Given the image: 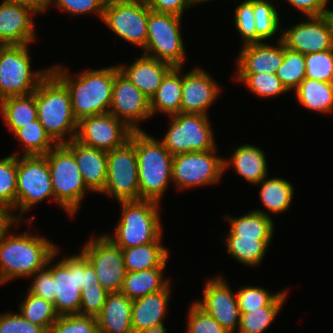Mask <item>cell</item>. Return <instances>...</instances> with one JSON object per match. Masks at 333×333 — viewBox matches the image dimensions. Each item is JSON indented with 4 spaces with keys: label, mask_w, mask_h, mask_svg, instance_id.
<instances>
[{
    "label": "cell",
    "mask_w": 333,
    "mask_h": 333,
    "mask_svg": "<svg viewBox=\"0 0 333 333\" xmlns=\"http://www.w3.org/2000/svg\"><path fill=\"white\" fill-rule=\"evenodd\" d=\"M4 232L0 239V284L32 275L51 264L58 248L48 239L24 232L8 236Z\"/></svg>",
    "instance_id": "1"
},
{
    "label": "cell",
    "mask_w": 333,
    "mask_h": 333,
    "mask_svg": "<svg viewBox=\"0 0 333 333\" xmlns=\"http://www.w3.org/2000/svg\"><path fill=\"white\" fill-rule=\"evenodd\" d=\"M51 71L68 88L72 111L77 121L84 117L110 112L114 77L119 71L117 65L99 70L84 71L79 73L74 80L60 66L52 67Z\"/></svg>",
    "instance_id": "2"
},
{
    "label": "cell",
    "mask_w": 333,
    "mask_h": 333,
    "mask_svg": "<svg viewBox=\"0 0 333 333\" xmlns=\"http://www.w3.org/2000/svg\"><path fill=\"white\" fill-rule=\"evenodd\" d=\"M36 108L40 124L56 144L76 138L78 121L72 111L70 92L52 71L36 89Z\"/></svg>",
    "instance_id": "3"
},
{
    "label": "cell",
    "mask_w": 333,
    "mask_h": 333,
    "mask_svg": "<svg viewBox=\"0 0 333 333\" xmlns=\"http://www.w3.org/2000/svg\"><path fill=\"white\" fill-rule=\"evenodd\" d=\"M129 140L135 146L140 200L159 203L172 180L173 155L163 143L143 131H133Z\"/></svg>",
    "instance_id": "4"
},
{
    "label": "cell",
    "mask_w": 333,
    "mask_h": 333,
    "mask_svg": "<svg viewBox=\"0 0 333 333\" xmlns=\"http://www.w3.org/2000/svg\"><path fill=\"white\" fill-rule=\"evenodd\" d=\"M120 222L115 236L106 235L121 249L161 241L162 227L157 202L151 200L121 201Z\"/></svg>",
    "instance_id": "5"
},
{
    "label": "cell",
    "mask_w": 333,
    "mask_h": 333,
    "mask_svg": "<svg viewBox=\"0 0 333 333\" xmlns=\"http://www.w3.org/2000/svg\"><path fill=\"white\" fill-rule=\"evenodd\" d=\"M50 170L54 200L69 214L78 211L86 193L90 191L72 152L64 144H56L45 154Z\"/></svg>",
    "instance_id": "6"
},
{
    "label": "cell",
    "mask_w": 333,
    "mask_h": 333,
    "mask_svg": "<svg viewBox=\"0 0 333 333\" xmlns=\"http://www.w3.org/2000/svg\"><path fill=\"white\" fill-rule=\"evenodd\" d=\"M28 45H0V100L34 93L51 68L32 72Z\"/></svg>",
    "instance_id": "7"
},
{
    "label": "cell",
    "mask_w": 333,
    "mask_h": 333,
    "mask_svg": "<svg viewBox=\"0 0 333 333\" xmlns=\"http://www.w3.org/2000/svg\"><path fill=\"white\" fill-rule=\"evenodd\" d=\"M180 21V16L148 8L147 39L143 54L167 62L173 67H182L185 48L181 39Z\"/></svg>",
    "instance_id": "8"
},
{
    "label": "cell",
    "mask_w": 333,
    "mask_h": 333,
    "mask_svg": "<svg viewBox=\"0 0 333 333\" xmlns=\"http://www.w3.org/2000/svg\"><path fill=\"white\" fill-rule=\"evenodd\" d=\"M170 117L171 125L161 142L172 155L216 149L207 115L178 113Z\"/></svg>",
    "instance_id": "9"
},
{
    "label": "cell",
    "mask_w": 333,
    "mask_h": 333,
    "mask_svg": "<svg viewBox=\"0 0 333 333\" xmlns=\"http://www.w3.org/2000/svg\"><path fill=\"white\" fill-rule=\"evenodd\" d=\"M101 193L114 196L118 202L140 200L137 155L130 140L107 152V178Z\"/></svg>",
    "instance_id": "10"
},
{
    "label": "cell",
    "mask_w": 333,
    "mask_h": 333,
    "mask_svg": "<svg viewBox=\"0 0 333 333\" xmlns=\"http://www.w3.org/2000/svg\"><path fill=\"white\" fill-rule=\"evenodd\" d=\"M21 158V159H20ZM17 156L16 208L21 216L33 205L54 199L50 170L45 155Z\"/></svg>",
    "instance_id": "11"
},
{
    "label": "cell",
    "mask_w": 333,
    "mask_h": 333,
    "mask_svg": "<svg viewBox=\"0 0 333 333\" xmlns=\"http://www.w3.org/2000/svg\"><path fill=\"white\" fill-rule=\"evenodd\" d=\"M51 273L54 279V306L61 315L79 314L81 289L86 280V256L78 255L64 258L52 264Z\"/></svg>",
    "instance_id": "12"
},
{
    "label": "cell",
    "mask_w": 333,
    "mask_h": 333,
    "mask_svg": "<svg viewBox=\"0 0 333 333\" xmlns=\"http://www.w3.org/2000/svg\"><path fill=\"white\" fill-rule=\"evenodd\" d=\"M102 20L119 37L145 47L148 7L143 0H107Z\"/></svg>",
    "instance_id": "13"
},
{
    "label": "cell",
    "mask_w": 333,
    "mask_h": 333,
    "mask_svg": "<svg viewBox=\"0 0 333 333\" xmlns=\"http://www.w3.org/2000/svg\"><path fill=\"white\" fill-rule=\"evenodd\" d=\"M216 149L173 155L172 181L179 189L217 183L224 172L223 158Z\"/></svg>",
    "instance_id": "14"
},
{
    "label": "cell",
    "mask_w": 333,
    "mask_h": 333,
    "mask_svg": "<svg viewBox=\"0 0 333 333\" xmlns=\"http://www.w3.org/2000/svg\"><path fill=\"white\" fill-rule=\"evenodd\" d=\"M82 253L94 267L100 285L108 293L120 292L126 274L122 249L104 234L86 243Z\"/></svg>",
    "instance_id": "15"
},
{
    "label": "cell",
    "mask_w": 333,
    "mask_h": 333,
    "mask_svg": "<svg viewBox=\"0 0 333 333\" xmlns=\"http://www.w3.org/2000/svg\"><path fill=\"white\" fill-rule=\"evenodd\" d=\"M132 132L123 121L109 112L80 119L75 139L86 146L108 152L123 146Z\"/></svg>",
    "instance_id": "16"
},
{
    "label": "cell",
    "mask_w": 333,
    "mask_h": 333,
    "mask_svg": "<svg viewBox=\"0 0 333 333\" xmlns=\"http://www.w3.org/2000/svg\"><path fill=\"white\" fill-rule=\"evenodd\" d=\"M110 113L133 131H142L137 122L152 116L150 100L120 71L114 77Z\"/></svg>",
    "instance_id": "17"
},
{
    "label": "cell",
    "mask_w": 333,
    "mask_h": 333,
    "mask_svg": "<svg viewBox=\"0 0 333 333\" xmlns=\"http://www.w3.org/2000/svg\"><path fill=\"white\" fill-rule=\"evenodd\" d=\"M295 26L282 31L285 47L303 55L333 49V33L326 15L308 16Z\"/></svg>",
    "instance_id": "18"
},
{
    "label": "cell",
    "mask_w": 333,
    "mask_h": 333,
    "mask_svg": "<svg viewBox=\"0 0 333 333\" xmlns=\"http://www.w3.org/2000/svg\"><path fill=\"white\" fill-rule=\"evenodd\" d=\"M212 316L229 333L240 325V309L237 296L221 277L209 279L203 289V301L195 302Z\"/></svg>",
    "instance_id": "19"
},
{
    "label": "cell",
    "mask_w": 333,
    "mask_h": 333,
    "mask_svg": "<svg viewBox=\"0 0 333 333\" xmlns=\"http://www.w3.org/2000/svg\"><path fill=\"white\" fill-rule=\"evenodd\" d=\"M33 10L10 0L0 4V45H28L35 39Z\"/></svg>",
    "instance_id": "20"
},
{
    "label": "cell",
    "mask_w": 333,
    "mask_h": 333,
    "mask_svg": "<svg viewBox=\"0 0 333 333\" xmlns=\"http://www.w3.org/2000/svg\"><path fill=\"white\" fill-rule=\"evenodd\" d=\"M217 83L201 68H196L182 76V99L180 113L207 115L220 92Z\"/></svg>",
    "instance_id": "21"
},
{
    "label": "cell",
    "mask_w": 333,
    "mask_h": 333,
    "mask_svg": "<svg viewBox=\"0 0 333 333\" xmlns=\"http://www.w3.org/2000/svg\"><path fill=\"white\" fill-rule=\"evenodd\" d=\"M64 145L74 155L86 187L90 191L101 193L107 178V152L86 146L76 139Z\"/></svg>",
    "instance_id": "22"
},
{
    "label": "cell",
    "mask_w": 333,
    "mask_h": 333,
    "mask_svg": "<svg viewBox=\"0 0 333 333\" xmlns=\"http://www.w3.org/2000/svg\"><path fill=\"white\" fill-rule=\"evenodd\" d=\"M277 43V46L264 42L243 45L237 60V74H276L284 59V43L281 36Z\"/></svg>",
    "instance_id": "23"
},
{
    "label": "cell",
    "mask_w": 333,
    "mask_h": 333,
    "mask_svg": "<svg viewBox=\"0 0 333 333\" xmlns=\"http://www.w3.org/2000/svg\"><path fill=\"white\" fill-rule=\"evenodd\" d=\"M118 70L133 83L149 100L154 96L163 78L173 68L167 62L144 55L130 66H117Z\"/></svg>",
    "instance_id": "24"
},
{
    "label": "cell",
    "mask_w": 333,
    "mask_h": 333,
    "mask_svg": "<svg viewBox=\"0 0 333 333\" xmlns=\"http://www.w3.org/2000/svg\"><path fill=\"white\" fill-rule=\"evenodd\" d=\"M133 300L124 294L109 293L97 318L99 333H133L131 309Z\"/></svg>",
    "instance_id": "25"
},
{
    "label": "cell",
    "mask_w": 333,
    "mask_h": 333,
    "mask_svg": "<svg viewBox=\"0 0 333 333\" xmlns=\"http://www.w3.org/2000/svg\"><path fill=\"white\" fill-rule=\"evenodd\" d=\"M170 296V286L156 293L133 300L131 323L133 333L163 322Z\"/></svg>",
    "instance_id": "26"
},
{
    "label": "cell",
    "mask_w": 333,
    "mask_h": 333,
    "mask_svg": "<svg viewBox=\"0 0 333 333\" xmlns=\"http://www.w3.org/2000/svg\"><path fill=\"white\" fill-rule=\"evenodd\" d=\"M265 155L260 148L253 145H242L233 152L230 160H223L224 172L232 164L236 173L251 184H260L268 175Z\"/></svg>",
    "instance_id": "27"
},
{
    "label": "cell",
    "mask_w": 333,
    "mask_h": 333,
    "mask_svg": "<svg viewBox=\"0 0 333 333\" xmlns=\"http://www.w3.org/2000/svg\"><path fill=\"white\" fill-rule=\"evenodd\" d=\"M182 67H173L163 78L154 96L150 99V111L153 115L161 111L167 115L180 113L182 99Z\"/></svg>",
    "instance_id": "28"
},
{
    "label": "cell",
    "mask_w": 333,
    "mask_h": 333,
    "mask_svg": "<svg viewBox=\"0 0 333 333\" xmlns=\"http://www.w3.org/2000/svg\"><path fill=\"white\" fill-rule=\"evenodd\" d=\"M165 267H156L138 272H126L120 293L131 300L156 293L169 286V280H164Z\"/></svg>",
    "instance_id": "29"
},
{
    "label": "cell",
    "mask_w": 333,
    "mask_h": 333,
    "mask_svg": "<svg viewBox=\"0 0 333 333\" xmlns=\"http://www.w3.org/2000/svg\"><path fill=\"white\" fill-rule=\"evenodd\" d=\"M1 115L9 130L15 133L19 128L38 119L36 91L25 96H11L0 100Z\"/></svg>",
    "instance_id": "30"
},
{
    "label": "cell",
    "mask_w": 333,
    "mask_h": 333,
    "mask_svg": "<svg viewBox=\"0 0 333 333\" xmlns=\"http://www.w3.org/2000/svg\"><path fill=\"white\" fill-rule=\"evenodd\" d=\"M126 272H138L156 267H166L168 250L160 241L122 249Z\"/></svg>",
    "instance_id": "31"
},
{
    "label": "cell",
    "mask_w": 333,
    "mask_h": 333,
    "mask_svg": "<svg viewBox=\"0 0 333 333\" xmlns=\"http://www.w3.org/2000/svg\"><path fill=\"white\" fill-rule=\"evenodd\" d=\"M295 92L305 108L321 113L333 111V83L305 78Z\"/></svg>",
    "instance_id": "32"
},
{
    "label": "cell",
    "mask_w": 333,
    "mask_h": 333,
    "mask_svg": "<svg viewBox=\"0 0 333 333\" xmlns=\"http://www.w3.org/2000/svg\"><path fill=\"white\" fill-rule=\"evenodd\" d=\"M230 222L228 235L256 238L257 240H271L274 225L269 214L261 210H253L239 218L225 217Z\"/></svg>",
    "instance_id": "33"
},
{
    "label": "cell",
    "mask_w": 333,
    "mask_h": 333,
    "mask_svg": "<svg viewBox=\"0 0 333 333\" xmlns=\"http://www.w3.org/2000/svg\"><path fill=\"white\" fill-rule=\"evenodd\" d=\"M260 183V198L270 213H281L289 208L294 195L289 181L277 177L267 179L266 176Z\"/></svg>",
    "instance_id": "34"
},
{
    "label": "cell",
    "mask_w": 333,
    "mask_h": 333,
    "mask_svg": "<svg viewBox=\"0 0 333 333\" xmlns=\"http://www.w3.org/2000/svg\"><path fill=\"white\" fill-rule=\"evenodd\" d=\"M228 253L239 262L256 266L265 256L268 245L272 240H257L256 238L228 235L226 238Z\"/></svg>",
    "instance_id": "35"
},
{
    "label": "cell",
    "mask_w": 333,
    "mask_h": 333,
    "mask_svg": "<svg viewBox=\"0 0 333 333\" xmlns=\"http://www.w3.org/2000/svg\"><path fill=\"white\" fill-rule=\"evenodd\" d=\"M20 314L30 323L37 324L49 332L59 314L54 303L46 301L28 291L27 297L20 304Z\"/></svg>",
    "instance_id": "36"
},
{
    "label": "cell",
    "mask_w": 333,
    "mask_h": 333,
    "mask_svg": "<svg viewBox=\"0 0 333 333\" xmlns=\"http://www.w3.org/2000/svg\"><path fill=\"white\" fill-rule=\"evenodd\" d=\"M14 134L25 145L24 156L45 155L56 146L38 119L19 128Z\"/></svg>",
    "instance_id": "37"
},
{
    "label": "cell",
    "mask_w": 333,
    "mask_h": 333,
    "mask_svg": "<svg viewBox=\"0 0 333 333\" xmlns=\"http://www.w3.org/2000/svg\"><path fill=\"white\" fill-rule=\"evenodd\" d=\"M286 295L285 291L273 295L258 286H245L236 294L240 312H248L265 306H283Z\"/></svg>",
    "instance_id": "38"
},
{
    "label": "cell",
    "mask_w": 333,
    "mask_h": 333,
    "mask_svg": "<svg viewBox=\"0 0 333 333\" xmlns=\"http://www.w3.org/2000/svg\"><path fill=\"white\" fill-rule=\"evenodd\" d=\"M305 55L290 50L284 45V59L277 69L276 76L280 79L285 88L295 90L306 78Z\"/></svg>",
    "instance_id": "39"
},
{
    "label": "cell",
    "mask_w": 333,
    "mask_h": 333,
    "mask_svg": "<svg viewBox=\"0 0 333 333\" xmlns=\"http://www.w3.org/2000/svg\"><path fill=\"white\" fill-rule=\"evenodd\" d=\"M17 155L0 160V204L10 211L16 207Z\"/></svg>",
    "instance_id": "40"
},
{
    "label": "cell",
    "mask_w": 333,
    "mask_h": 333,
    "mask_svg": "<svg viewBox=\"0 0 333 333\" xmlns=\"http://www.w3.org/2000/svg\"><path fill=\"white\" fill-rule=\"evenodd\" d=\"M253 14L256 35L265 40L272 37L279 29V15L276 7L266 0H253Z\"/></svg>",
    "instance_id": "41"
},
{
    "label": "cell",
    "mask_w": 333,
    "mask_h": 333,
    "mask_svg": "<svg viewBox=\"0 0 333 333\" xmlns=\"http://www.w3.org/2000/svg\"><path fill=\"white\" fill-rule=\"evenodd\" d=\"M236 79L244 82L248 89L260 97H272L286 93L288 90L276 74H237Z\"/></svg>",
    "instance_id": "42"
},
{
    "label": "cell",
    "mask_w": 333,
    "mask_h": 333,
    "mask_svg": "<svg viewBox=\"0 0 333 333\" xmlns=\"http://www.w3.org/2000/svg\"><path fill=\"white\" fill-rule=\"evenodd\" d=\"M282 306H265L240 312L239 333H263L280 312Z\"/></svg>",
    "instance_id": "43"
},
{
    "label": "cell",
    "mask_w": 333,
    "mask_h": 333,
    "mask_svg": "<svg viewBox=\"0 0 333 333\" xmlns=\"http://www.w3.org/2000/svg\"><path fill=\"white\" fill-rule=\"evenodd\" d=\"M305 77L333 83V49L305 55Z\"/></svg>",
    "instance_id": "44"
},
{
    "label": "cell",
    "mask_w": 333,
    "mask_h": 333,
    "mask_svg": "<svg viewBox=\"0 0 333 333\" xmlns=\"http://www.w3.org/2000/svg\"><path fill=\"white\" fill-rule=\"evenodd\" d=\"M48 333H99L97 318L79 314L61 315Z\"/></svg>",
    "instance_id": "45"
},
{
    "label": "cell",
    "mask_w": 333,
    "mask_h": 333,
    "mask_svg": "<svg viewBox=\"0 0 333 333\" xmlns=\"http://www.w3.org/2000/svg\"><path fill=\"white\" fill-rule=\"evenodd\" d=\"M235 25L244 39V45L263 42L257 35L253 14V0H245L235 8Z\"/></svg>",
    "instance_id": "46"
},
{
    "label": "cell",
    "mask_w": 333,
    "mask_h": 333,
    "mask_svg": "<svg viewBox=\"0 0 333 333\" xmlns=\"http://www.w3.org/2000/svg\"><path fill=\"white\" fill-rule=\"evenodd\" d=\"M187 333H229L195 302L188 315Z\"/></svg>",
    "instance_id": "47"
},
{
    "label": "cell",
    "mask_w": 333,
    "mask_h": 333,
    "mask_svg": "<svg viewBox=\"0 0 333 333\" xmlns=\"http://www.w3.org/2000/svg\"><path fill=\"white\" fill-rule=\"evenodd\" d=\"M108 294L102 286L82 287L79 315L97 317Z\"/></svg>",
    "instance_id": "48"
},
{
    "label": "cell",
    "mask_w": 333,
    "mask_h": 333,
    "mask_svg": "<svg viewBox=\"0 0 333 333\" xmlns=\"http://www.w3.org/2000/svg\"><path fill=\"white\" fill-rule=\"evenodd\" d=\"M0 333H48L43 327L30 323L20 313L0 315Z\"/></svg>",
    "instance_id": "49"
},
{
    "label": "cell",
    "mask_w": 333,
    "mask_h": 333,
    "mask_svg": "<svg viewBox=\"0 0 333 333\" xmlns=\"http://www.w3.org/2000/svg\"><path fill=\"white\" fill-rule=\"evenodd\" d=\"M56 6L66 10L73 15H81L94 11L99 17L103 18V12L107 0H54Z\"/></svg>",
    "instance_id": "50"
},
{
    "label": "cell",
    "mask_w": 333,
    "mask_h": 333,
    "mask_svg": "<svg viewBox=\"0 0 333 333\" xmlns=\"http://www.w3.org/2000/svg\"><path fill=\"white\" fill-rule=\"evenodd\" d=\"M45 268L46 267L36 271L32 275L33 277L35 276V279L27 291L53 303L56 295V293H54V279L51 273V267Z\"/></svg>",
    "instance_id": "51"
},
{
    "label": "cell",
    "mask_w": 333,
    "mask_h": 333,
    "mask_svg": "<svg viewBox=\"0 0 333 333\" xmlns=\"http://www.w3.org/2000/svg\"><path fill=\"white\" fill-rule=\"evenodd\" d=\"M150 10L182 17L184 9L201 3V0H144Z\"/></svg>",
    "instance_id": "52"
},
{
    "label": "cell",
    "mask_w": 333,
    "mask_h": 333,
    "mask_svg": "<svg viewBox=\"0 0 333 333\" xmlns=\"http://www.w3.org/2000/svg\"><path fill=\"white\" fill-rule=\"evenodd\" d=\"M292 6L296 7L308 16H322L326 14V5L329 0H287Z\"/></svg>",
    "instance_id": "53"
},
{
    "label": "cell",
    "mask_w": 333,
    "mask_h": 333,
    "mask_svg": "<svg viewBox=\"0 0 333 333\" xmlns=\"http://www.w3.org/2000/svg\"><path fill=\"white\" fill-rule=\"evenodd\" d=\"M21 216H14L11 214V211L5 206L0 204V239L4 232L9 229L16 222H20Z\"/></svg>",
    "instance_id": "54"
},
{
    "label": "cell",
    "mask_w": 333,
    "mask_h": 333,
    "mask_svg": "<svg viewBox=\"0 0 333 333\" xmlns=\"http://www.w3.org/2000/svg\"><path fill=\"white\" fill-rule=\"evenodd\" d=\"M12 2L19 3L25 7L30 8L35 13L43 12L47 10V6L52 3L53 0H10Z\"/></svg>",
    "instance_id": "55"
},
{
    "label": "cell",
    "mask_w": 333,
    "mask_h": 333,
    "mask_svg": "<svg viewBox=\"0 0 333 333\" xmlns=\"http://www.w3.org/2000/svg\"><path fill=\"white\" fill-rule=\"evenodd\" d=\"M101 286L97 278L94 267L86 258V280L83 287Z\"/></svg>",
    "instance_id": "56"
},
{
    "label": "cell",
    "mask_w": 333,
    "mask_h": 333,
    "mask_svg": "<svg viewBox=\"0 0 333 333\" xmlns=\"http://www.w3.org/2000/svg\"><path fill=\"white\" fill-rule=\"evenodd\" d=\"M139 333H166V329L164 328L163 322L156 324V325H152L142 331H140Z\"/></svg>",
    "instance_id": "57"
},
{
    "label": "cell",
    "mask_w": 333,
    "mask_h": 333,
    "mask_svg": "<svg viewBox=\"0 0 333 333\" xmlns=\"http://www.w3.org/2000/svg\"><path fill=\"white\" fill-rule=\"evenodd\" d=\"M325 15L328 17V19L330 21V24L332 27V33H333V10H327Z\"/></svg>",
    "instance_id": "58"
},
{
    "label": "cell",
    "mask_w": 333,
    "mask_h": 333,
    "mask_svg": "<svg viewBox=\"0 0 333 333\" xmlns=\"http://www.w3.org/2000/svg\"><path fill=\"white\" fill-rule=\"evenodd\" d=\"M208 1H211V0H201V3H202V2H208Z\"/></svg>",
    "instance_id": "59"
}]
</instances>
